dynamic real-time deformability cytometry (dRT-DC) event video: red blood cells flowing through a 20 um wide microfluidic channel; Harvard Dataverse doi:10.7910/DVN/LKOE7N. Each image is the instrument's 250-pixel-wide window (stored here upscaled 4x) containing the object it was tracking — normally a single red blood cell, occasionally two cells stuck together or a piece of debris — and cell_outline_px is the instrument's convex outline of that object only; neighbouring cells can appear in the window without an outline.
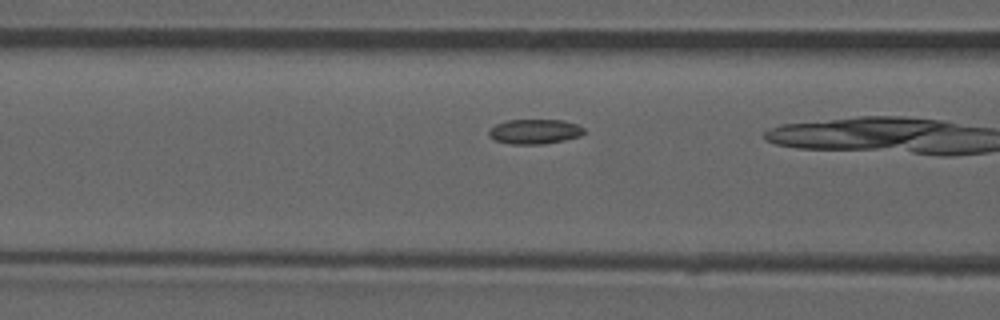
{"species": "common noctule bat (a hibernating species)", "species_latin": "Nyctalus noctula", "temperature_condition": "room temperature", "stored_images_in_passage": 9, "camera_frame_rate_fps": 3000, "um_per_image_px": 0.085, "animal": {"sex": "male", "forearm_length_mm": 52.5}, "frame": {"image": 1, "passage_image": 7, "time_ms": 2.0, "image_size_px": [1000, 320], "cell_outline_px": [[584, 132], [580, 136], [564, 140], [544, 144], [512, 144], [496, 140], [488, 136], [488, 132], [496, 124], [508, 120], [564, 120], [576, 124], [584, 128]], "centroid_in_image_um": [45.46, 11.18], "position_along_channel_um": 121.1, "area_um2": 13.64}}